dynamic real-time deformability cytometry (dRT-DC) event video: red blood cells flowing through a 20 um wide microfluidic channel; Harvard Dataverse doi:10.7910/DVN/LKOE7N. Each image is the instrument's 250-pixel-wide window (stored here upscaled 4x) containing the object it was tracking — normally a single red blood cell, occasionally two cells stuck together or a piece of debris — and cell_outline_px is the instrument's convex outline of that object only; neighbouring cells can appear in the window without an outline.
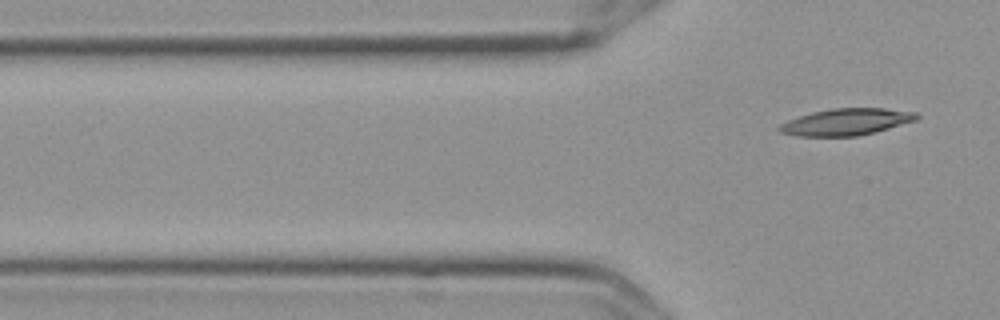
{"species": "Egyptian fruit bat (a non-hibernating species)", "species_latin": "Rousettus aegyptiacus", "temperature_condition": "cold", "stored_images_in_passage": 7, "segment_of_instrument_passage": [2, 2], "camera_frame_rate_fps": 3000, "um_per_image_px": 0.085, "frame": {"image": 1, "passage_image": 7, "time_ms": 2.0, "image_size_px": [1000, 320], "cell_outline_px": [[920, 116], [916, 120], [860, 136], [796, 136], [780, 132], [776, 128], [780, 124], [788, 120], [812, 112], [832, 108], [884, 108], [916, 112]], "centroid_in_image_um": [71.91, 10.36], "position_along_channel_um": 53.9, "area_um2": 21.33}}